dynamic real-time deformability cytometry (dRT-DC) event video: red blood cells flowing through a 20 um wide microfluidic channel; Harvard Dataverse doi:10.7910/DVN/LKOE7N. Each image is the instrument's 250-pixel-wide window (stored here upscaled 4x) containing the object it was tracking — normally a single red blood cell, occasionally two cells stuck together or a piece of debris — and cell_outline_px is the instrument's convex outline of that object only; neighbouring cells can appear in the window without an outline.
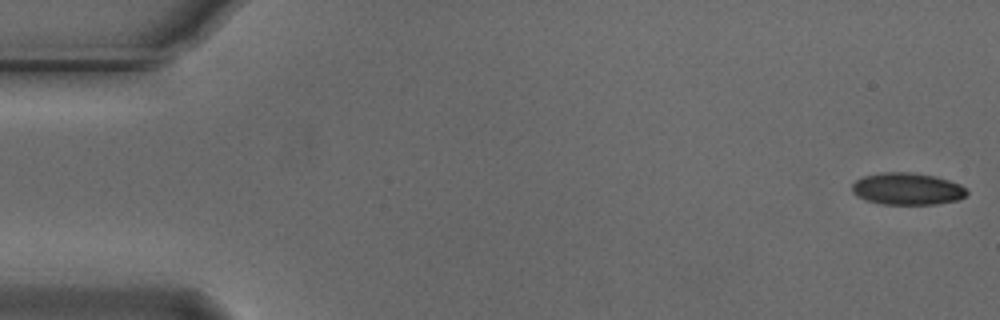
{"species": "Egyptian fruit bat (a non-hibernating species)", "species_latin": "Rousettus aegyptiacus", "temperature_condition": "cold", "stored_images_in_passage": 10, "camera_frame_rate_fps": 3000, "um_per_image_px": 0.085, "animal": {"sex": "male"}, "frame": {"image": 1, "passage_image": 1, "time_ms": 0.0, "image_size_px": [1000, 320], "cell_outline_px": [[968, 192], [964, 196], [956, 200], [936, 204], [880, 204], [864, 200], [856, 196], [852, 192], [852, 184], [856, 180], [864, 176], [880, 172], [912, 172], [936, 176], [960, 184]], "centroid_in_image_um": [77.07, 16.05], "position_along_channel_um": 7.9, "area_um2": 21.5}}